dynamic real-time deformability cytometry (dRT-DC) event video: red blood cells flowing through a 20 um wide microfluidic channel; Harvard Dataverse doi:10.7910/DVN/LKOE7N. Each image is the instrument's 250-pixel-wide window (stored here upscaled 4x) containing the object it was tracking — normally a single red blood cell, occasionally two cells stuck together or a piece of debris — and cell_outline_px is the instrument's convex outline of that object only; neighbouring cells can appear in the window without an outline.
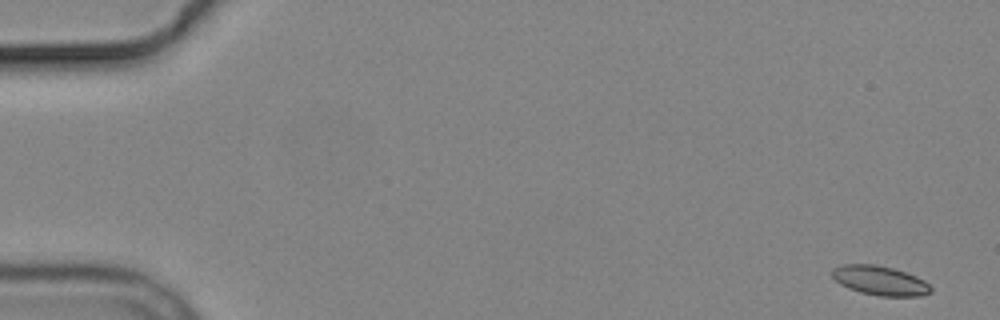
{"species": "common noctule bat (a hibernating species)", "species_latin": "Nyctalus noctula", "temperature_condition": "cold", "stored_images_in_passage": 6, "camera_frame_rate_fps": 3000, "um_per_image_px": 0.085, "animal": {"sex": "male", "body_mass_g": 19.2, "forearm_length_mm": 51.8}, "frame": {"image": 1, "passage_image": 1, "time_ms": 0.0, "image_size_px": [1000, 320], "cell_outline_px": [[932, 292], [920, 296], [880, 296], [860, 292], [848, 288], [840, 284], [832, 276], [832, 268], [840, 264], [876, 264], [892, 268], [916, 276], [924, 280], [932, 288]], "centroid_in_image_um": [74.78, 23.84], "position_along_channel_um": 10.2, "area_um2": 16.94}}
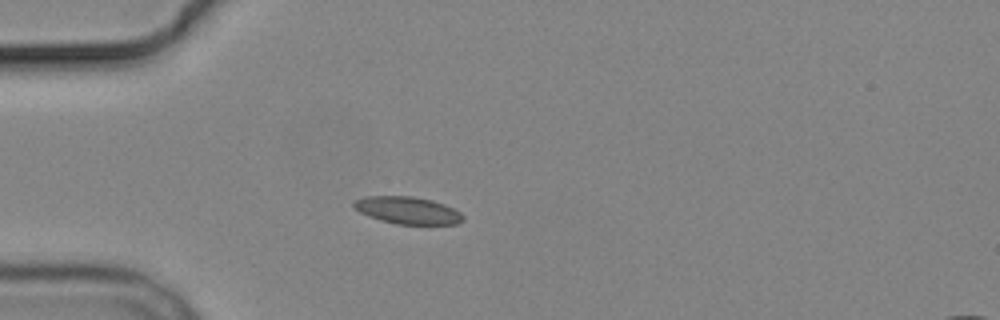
{"frame": {"image": 2, "passage_image": 5, "time_ms": 4.667, "image_size_px": [1000, 320], "cell_outline_px": [[464, 220], [456, 224], [396, 224], [380, 220], [368, 216], [360, 212], [352, 204], [352, 200], [364, 196], [412, 196], [432, 200], [444, 204], [460, 212], [464, 216]], "centroid_in_image_um": [34.63, 17.87], "position_along_channel_um": 50.4, "area_um2": 17.4}}